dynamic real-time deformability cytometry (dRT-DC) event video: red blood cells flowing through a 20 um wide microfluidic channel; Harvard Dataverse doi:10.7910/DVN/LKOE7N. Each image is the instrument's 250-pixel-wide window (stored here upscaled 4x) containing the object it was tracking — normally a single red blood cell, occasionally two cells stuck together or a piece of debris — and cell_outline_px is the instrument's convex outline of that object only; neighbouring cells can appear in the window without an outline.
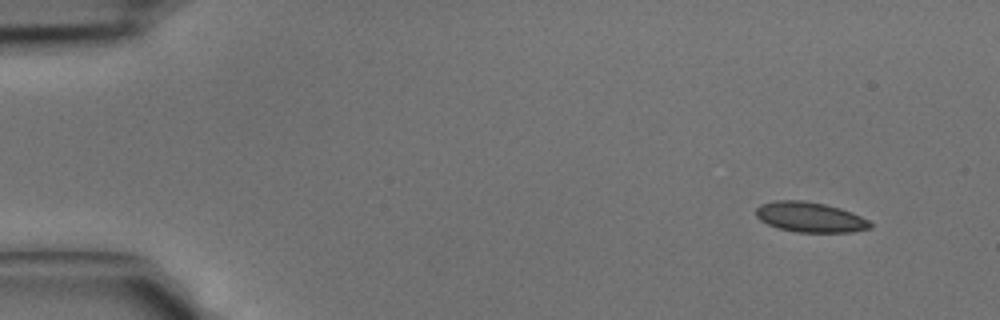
{"species": "common noctule bat (a hibernating species)", "species_latin": "Nyctalus noctula", "temperature_condition": "cold", "stored_images_in_passage": 39, "camera_frame_rate_fps": 3000, "um_per_image_px": 0.085, "animal": {"sex": "male", "body_mass_g": 15.6}, "frame": {"image": 1, "passage_image": 1, "time_ms": 0.0, "image_size_px": [1000, 320], "cell_outline_px": [[872, 228], [852, 232], [796, 232], [780, 228], [768, 224], [760, 220], [756, 216], [756, 208], [760, 204], [776, 200], [804, 200], [824, 204], [840, 208], [852, 212], [868, 220], [872, 224]], "centroid_in_image_um": [68.86, 18.45], "position_along_channel_um": 16.1, "area_um2": 20.06}}
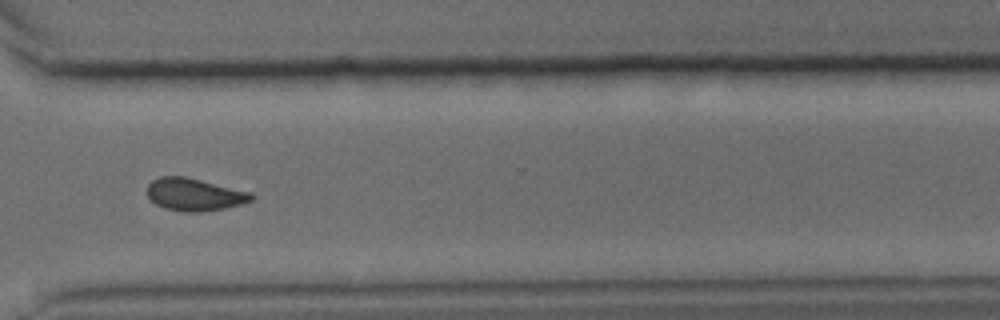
{"frame": {"image": 2, "passage_image": 29, "time_ms": 9.333, "image_size_px": [1000, 320], "cell_outline_px": [[256, 196], [252, 200], [240, 204], [224, 208], [200, 212], [184, 212], [164, 208], [156, 204], [148, 196], [148, 184], [152, 180], [160, 176], [184, 176], [252, 192]], "centroid_in_image_um": [16.54, 16.53], "position_along_channel_um": 354.1, "area_um2": 19.71}}
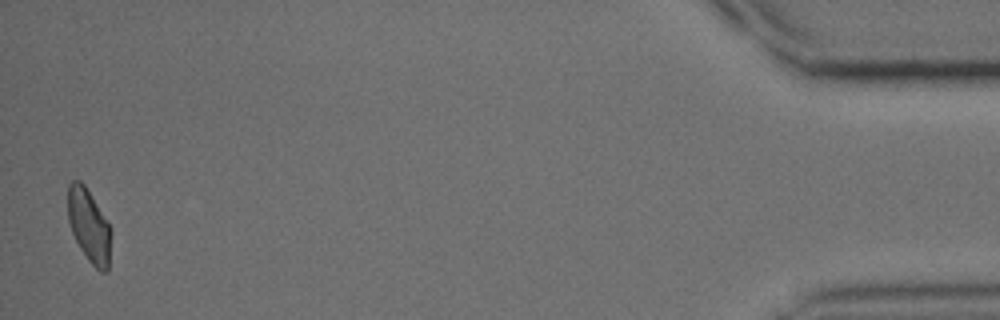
{"frame": {"image": 3, "passage_image": 39, "time_ms": 12.667, "image_size_px": [1000, 320], "cell_outline_px": [[112, 232], [108, 268], [104, 272], [100, 272], [88, 260], [80, 248], [72, 232], [68, 220], [68, 184], [72, 180], [80, 180], [84, 184], [112, 228]], "centroid_in_image_um": [7.57, 19.18], "position_along_channel_um": 427.6, "area_um2": 18.44}}